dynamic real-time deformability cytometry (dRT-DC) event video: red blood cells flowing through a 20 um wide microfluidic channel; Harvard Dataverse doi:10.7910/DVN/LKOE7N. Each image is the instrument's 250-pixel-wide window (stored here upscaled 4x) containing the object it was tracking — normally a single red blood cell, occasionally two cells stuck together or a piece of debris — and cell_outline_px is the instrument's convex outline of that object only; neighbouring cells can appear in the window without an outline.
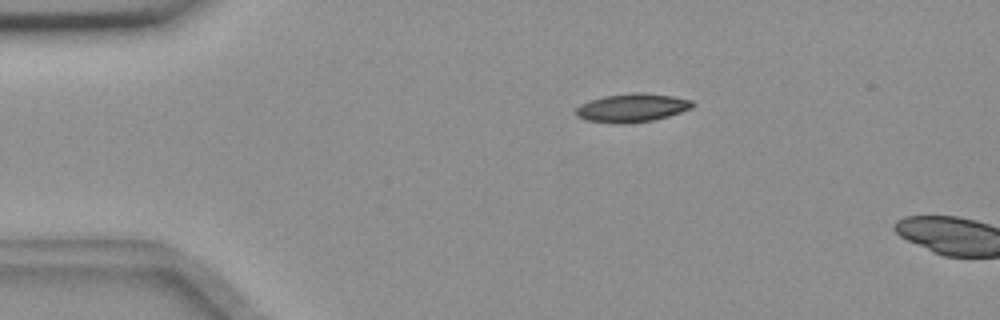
{"species": "common noctule bat (a hibernating species)", "species_latin": "Nyctalus noctula", "temperature_condition": "room temperature", "stored_images_in_passage": 13, "camera_frame_rate_fps": 3000, "um_per_image_px": 0.085, "animal": {"sex": "female", "body_mass_g": 18.4}, "frame": {"image": 1, "passage_image": 10, "time_ms": 3.0, "image_size_px": [1000, 320], "cell_outline_px": [[696, 104], [692, 108], [668, 116], [652, 120], [624, 124], [616, 124], [584, 120], [576, 116], [576, 108], [580, 104], [604, 96], [636, 92], [644, 92], [672, 96], [692, 100]], "centroid_in_image_um": [53.72, 9.17], "position_along_channel_um": 31.3, "area_um2": 19.42}}